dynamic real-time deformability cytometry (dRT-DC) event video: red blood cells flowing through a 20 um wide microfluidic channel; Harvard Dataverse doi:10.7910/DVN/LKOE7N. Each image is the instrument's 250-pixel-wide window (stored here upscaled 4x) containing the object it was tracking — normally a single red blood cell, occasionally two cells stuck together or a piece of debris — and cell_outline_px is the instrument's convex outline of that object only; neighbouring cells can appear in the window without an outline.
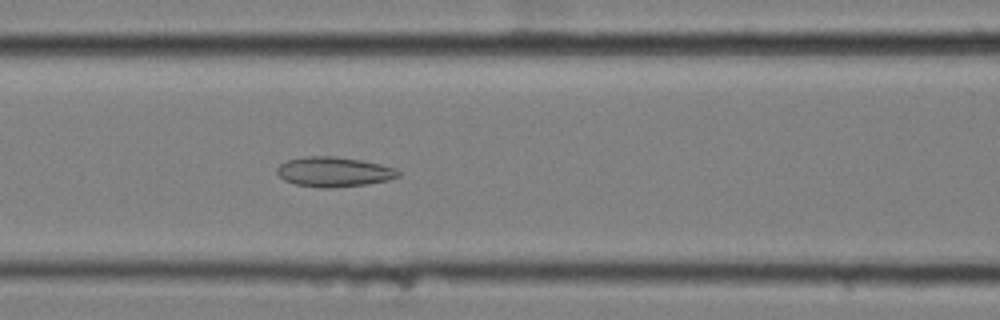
{"species": "common noctule bat (a hibernating species)", "species_latin": "Nyctalus noctula", "temperature_condition": "cold", "stored_images_in_passage": 8, "camera_frame_rate_fps": 3000, "um_per_image_px": 0.085, "animal": {"sex": "female", "body_mass_g": 25.1}, "frame": {"image": 1, "passage_image": 8, "time_ms": 2.333, "image_size_px": [1000, 320], "cell_outline_px": [[400, 176], [388, 180], [368, 184], [336, 188], [320, 188], [296, 184], [284, 180], [276, 172], [276, 168], [280, 164], [288, 160], [304, 156], [336, 156], [360, 160], [380, 164], [396, 168], [400, 172]], "centroid_in_image_um": [28.39, 14.61], "position_along_channel_um": 138.2, "area_um2": 21.27}}